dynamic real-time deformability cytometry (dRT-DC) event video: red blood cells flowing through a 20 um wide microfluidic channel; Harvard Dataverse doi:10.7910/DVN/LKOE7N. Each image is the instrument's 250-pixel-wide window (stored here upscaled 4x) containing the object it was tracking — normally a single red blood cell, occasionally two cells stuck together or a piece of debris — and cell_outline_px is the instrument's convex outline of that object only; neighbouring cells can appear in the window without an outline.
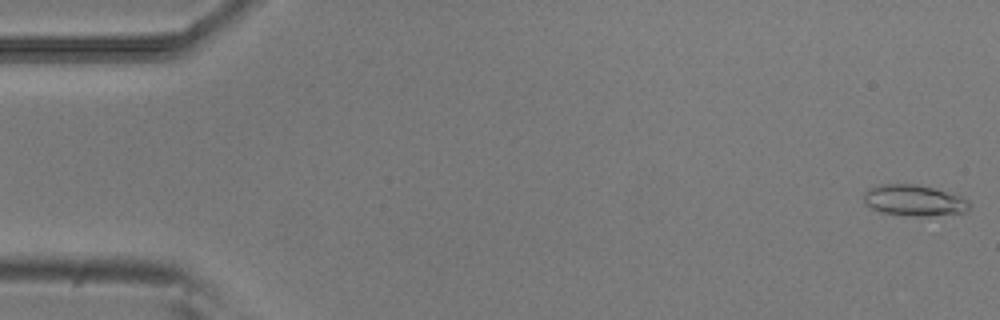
{"species": "common noctule bat (a hibernating species)", "species_latin": "Nyctalus noctula", "temperature_condition": "room temperature", "stored_images_in_passage": 53, "camera_frame_rate_fps": 3000, "um_per_image_px": 0.085, "animal": {"sex": "male", "body_mass_g": 20.5, "forearm_length_mm": 52.5}, "frame": {"image": 1, "passage_image": 1, "time_ms": 0.0, "image_size_px": [1000, 320], "cell_outline_px": [[972, 204], [964, 212], [928, 216], [912, 216], [880, 212], [864, 204], [864, 192], [868, 188], [884, 184], [916, 184], [932, 188], [960, 196], [968, 200]], "centroid_in_image_um": [77.67, 17.04], "position_along_channel_um": 7.3, "area_um2": 19.02}}
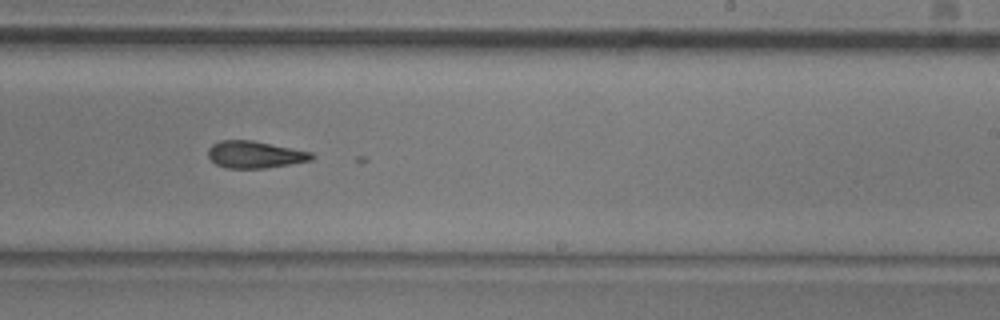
{"frame": {"image": 2, "passage_image": 32, "time_ms": 10.333, "image_size_px": [1000, 320], "cell_outline_px": [[316, 156], [312, 160], [264, 168], [224, 168], [216, 164], [208, 156], [208, 148], [212, 144], [220, 140], [252, 140], [312, 152]], "centroid_in_image_um": [21.65, 13.13], "position_along_channel_um": 267.3, "area_um2": 16.3}}
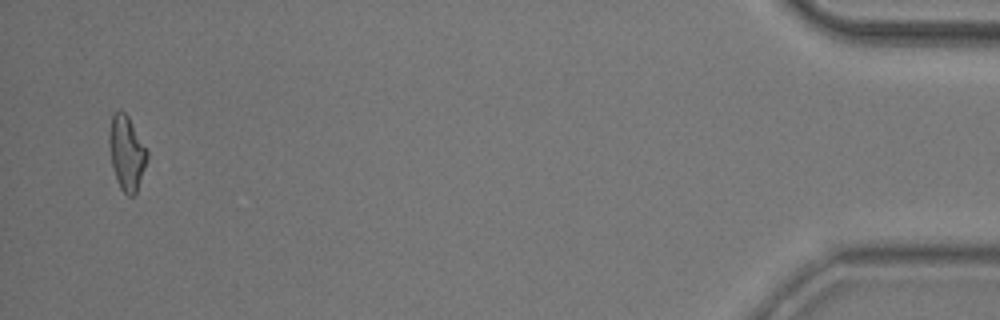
{"frame": {"image": 3, "passage_image": 51, "time_ms": 16.667, "image_size_px": [1000, 320], "cell_outline_px": [[148, 156], [136, 192], [132, 196], [128, 196], [120, 188], [116, 180], [112, 168], [108, 144], [108, 136], [112, 112], [120, 108], [128, 116], [148, 152]], "centroid_in_image_um": [10.72, 12.96], "position_along_channel_um": 424.5, "area_um2": 16.53}}